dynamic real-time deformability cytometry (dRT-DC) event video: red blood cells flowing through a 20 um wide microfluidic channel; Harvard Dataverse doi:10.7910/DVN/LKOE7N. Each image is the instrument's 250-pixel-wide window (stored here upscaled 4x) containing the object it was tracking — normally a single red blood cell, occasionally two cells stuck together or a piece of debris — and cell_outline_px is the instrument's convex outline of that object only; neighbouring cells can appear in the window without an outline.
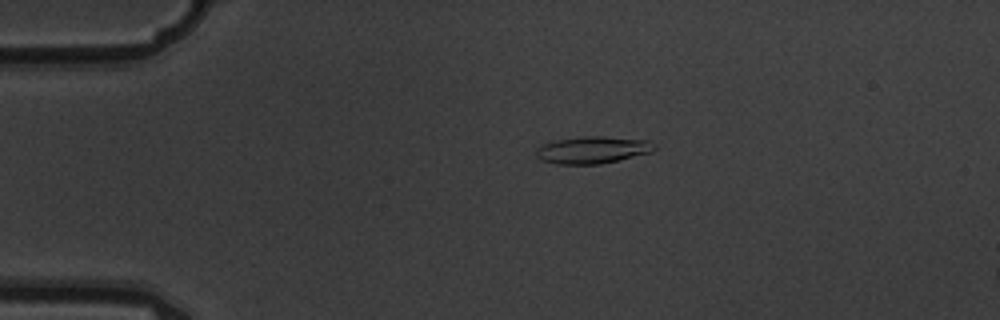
{"species": "common noctule bat (a hibernating species)", "species_latin": "Nyctalus noctula", "temperature_condition": "warm", "stored_images_in_passage": 5, "camera_frame_rate_fps": 3000, "um_per_image_px": 0.085, "animal": {"sex": "male", "body_mass_g": 19.5, "forearm_length_mm": 54.6}, "frame": {"image": 1, "passage_image": 3, "time_ms": 0.667, "image_size_px": [1000, 320], "cell_outline_px": [[656, 148], [652, 152], [600, 164], [556, 164], [540, 160], [536, 156], [536, 148], [544, 144], [556, 140], [584, 136], [604, 136], [648, 140], [656, 144]], "centroid_in_image_um": [50.37, 12.74], "position_along_channel_um": 34.6, "area_um2": 18.73}}